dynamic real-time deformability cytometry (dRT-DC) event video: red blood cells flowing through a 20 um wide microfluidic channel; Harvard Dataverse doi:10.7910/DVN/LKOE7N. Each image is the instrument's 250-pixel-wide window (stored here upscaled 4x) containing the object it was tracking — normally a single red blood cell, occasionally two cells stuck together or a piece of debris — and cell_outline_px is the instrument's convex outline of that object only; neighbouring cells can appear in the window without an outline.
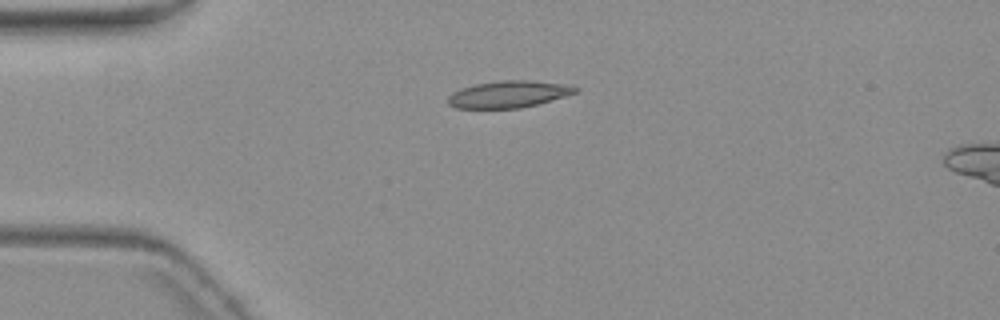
{"species": "common noctule bat (a hibernating species)", "species_latin": "Nyctalus noctula", "temperature_condition": "warm", "stored_images_in_passage": 3, "camera_frame_rate_fps": 3000, "um_per_image_px": 0.085, "animal": {"sex": "female", "body_mass_g": 19.3, "forearm_length_mm": 54.1}, "frame": {"image": 1, "passage_image": 1, "time_ms": 0.0, "image_size_px": [1000, 320], "cell_outline_px": [[580, 88], [576, 92], [564, 96], [536, 104], [520, 108], [456, 108], [448, 104], [448, 96], [452, 92], [460, 88], [476, 84], [500, 80], [528, 80], [564, 84]], "centroid_in_image_um": [43.18, 8.0], "position_along_channel_um": 41.8, "area_um2": 19.77}}
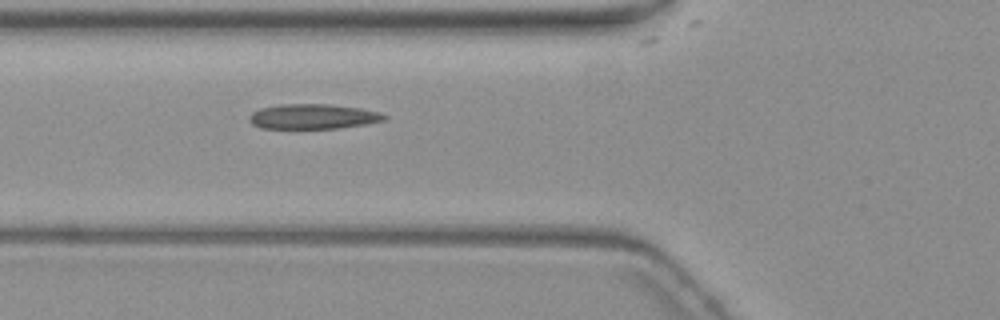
{"frame": {"image": 2, "passage_image": 3, "time_ms": 2.333, "image_size_px": [1000, 320], "cell_outline_px": [[388, 116], [384, 120], [364, 124], [340, 128], [260, 128], [252, 124], [248, 120], [248, 116], [252, 112], [260, 108], [280, 104], [328, 104], [360, 108], [380, 112]], "centroid_in_image_um": [26.57, 9.9], "position_along_channel_um": 99.2, "area_um2": 19.65}}